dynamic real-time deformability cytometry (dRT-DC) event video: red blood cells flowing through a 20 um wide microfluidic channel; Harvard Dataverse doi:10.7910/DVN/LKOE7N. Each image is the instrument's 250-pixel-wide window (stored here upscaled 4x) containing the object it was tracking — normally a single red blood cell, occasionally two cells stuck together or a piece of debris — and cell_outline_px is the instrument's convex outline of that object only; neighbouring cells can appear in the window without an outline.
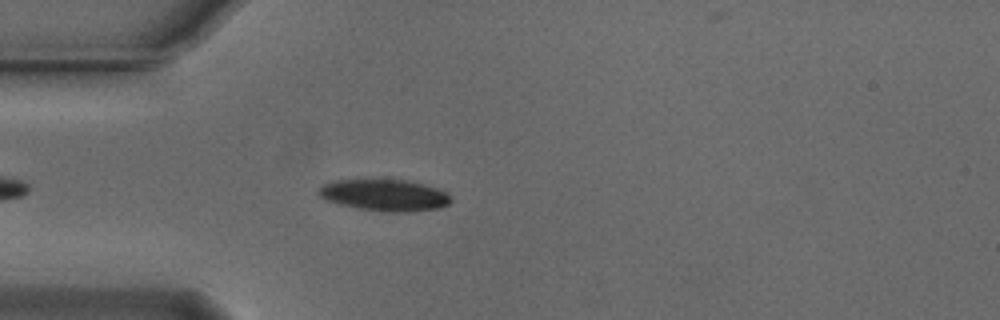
{"species": "Egyptian fruit bat (a non-hibernating species)", "species_latin": "Rousettus aegyptiacus", "temperature_condition": "cold", "stored_images_in_passage": 45, "camera_frame_rate_fps": 3000, "um_per_image_px": 0.085, "animal": {"sex": "male"}, "frame": {"image": 1, "passage_image": 6, "time_ms": 1.667, "image_size_px": [1000, 320], "cell_outline_px": [[452, 200], [448, 204], [440, 208], [412, 212], [388, 212], [360, 208], [340, 204], [328, 200], [320, 196], [316, 192], [324, 184], [332, 180], [404, 180], [436, 188], [444, 192]], "centroid_in_image_um": [32.68, 16.6], "position_along_channel_um": 52.3, "area_um2": 23.93}}
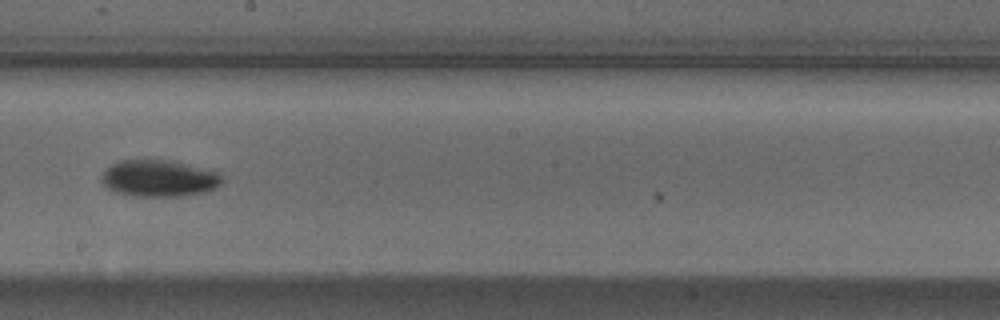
{"frame": {"image": 2, "passage_image": 21, "time_ms": 6.667, "image_size_px": [1000, 320], "cell_outline_px": [[224, 180], [216, 188], [204, 192], [184, 196], [132, 196], [116, 192], [108, 188], [100, 180], [100, 176], [112, 164], [120, 160], [172, 160], [216, 172]], "centroid_in_image_um": [13.5, 15.16], "position_along_channel_um": 234.7, "area_um2": 25.66}}
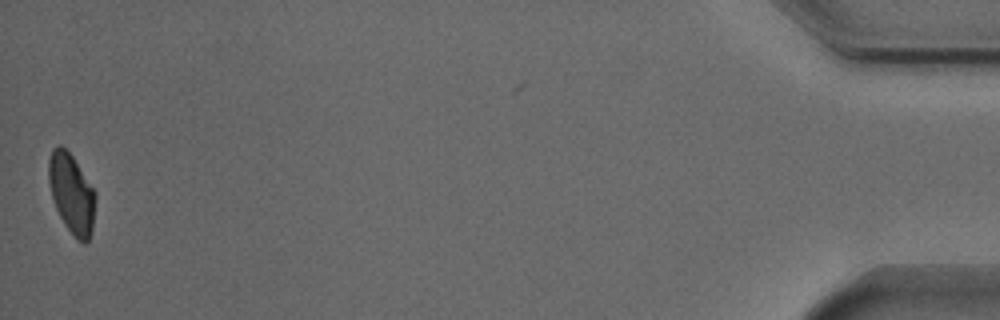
{"frame": {"image": 3, "passage_image": 44, "time_ms": 14.333, "image_size_px": [1000, 320], "cell_outline_px": [[96, 200], [92, 232], [88, 240], [84, 244], [64, 224], [56, 208], [52, 196], [48, 180], [48, 160], [52, 148], [60, 144], [72, 156], [96, 192]], "centroid_in_image_um": [6.09, 16.42], "position_along_channel_um": 429.1, "area_um2": 21.56}, "authors_computed_cell_mechanics": {"area_um2": 23.4668, "velocity_mm_per_s": 3.8311, "shape_relaxation_time_tau1_ms": 3.9935, "shape_relaxation_time_tau2_ms": null, "deformation_change_tau1": 0.1372, "deformation_change_tau2": null}}